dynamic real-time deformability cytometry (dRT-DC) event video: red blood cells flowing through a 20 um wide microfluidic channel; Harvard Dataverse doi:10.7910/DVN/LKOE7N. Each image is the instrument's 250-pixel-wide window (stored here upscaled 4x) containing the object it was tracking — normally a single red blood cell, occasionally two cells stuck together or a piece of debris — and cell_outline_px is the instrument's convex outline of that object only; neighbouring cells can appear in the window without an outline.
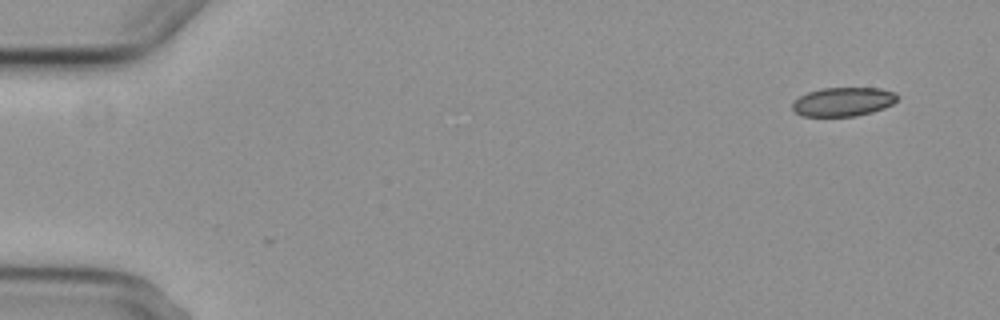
{"species": "common noctule bat (a hibernating species)", "species_latin": "Nyctalus noctula", "temperature_condition": "cold", "stored_images_in_passage": 6, "camera_frame_rate_fps": 3000, "um_per_image_px": 0.085, "animal": {"sex": "female", "body_mass_g": 29.2, "forearm_length_mm": 56.3}, "frame": {"image": 1, "passage_image": 1, "time_ms": 0.0, "image_size_px": [1000, 320], "cell_outline_px": [[900, 96], [892, 104], [884, 108], [872, 112], [856, 116], [804, 116], [796, 112], [792, 108], [792, 104], [800, 96], [808, 92], [820, 88], [880, 88], [896, 92]], "centroid_in_image_um": [71.71, 8.64], "position_along_channel_um": 13.3, "area_um2": 17.69}}
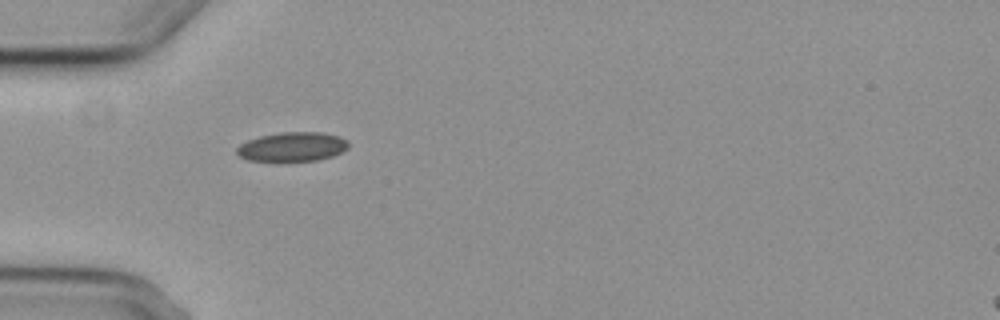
{"frame": {"image": 2, "passage_image": 5, "time_ms": 4.667, "image_size_px": [1000, 320], "cell_outline_px": [[348, 148], [332, 156], [316, 160], [280, 164], [276, 164], [248, 160], [240, 156], [236, 152], [236, 148], [240, 144], [248, 140], [260, 136], [280, 132], [324, 132], [340, 136], [348, 140]], "centroid_in_image_um": [24.81, 12.52], "position_along_channel_um": 60.2, "area_um2": 19.88}}
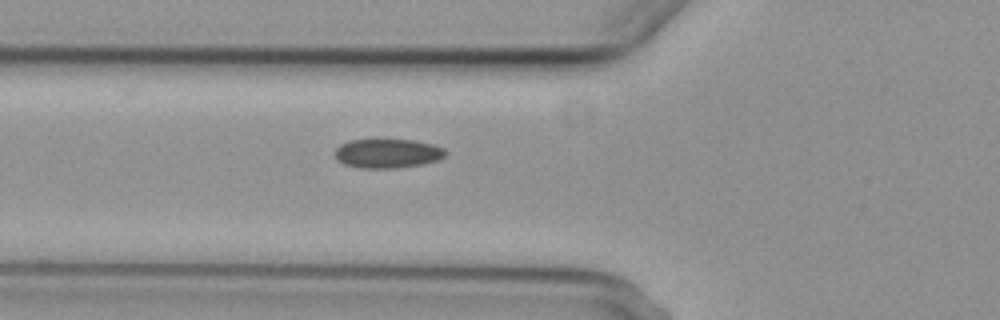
{"frame": {"image": 3, "passage_image": 6, "time_ms": 5.667, "image_size_px": [1000, 320], "cell_outline_px": [[444, 156], [436, 160], [424, 164], [396, 168], [360, 168], [344, 164], [336, 160], [336, 148], [340, 144], [352, 140], [412, 140], [436, 144], [444, 148]], "centroid_in_image_um": [32.94, 13.04], "position_along_channel_um": 92.9, "area_um2": 18.73}}